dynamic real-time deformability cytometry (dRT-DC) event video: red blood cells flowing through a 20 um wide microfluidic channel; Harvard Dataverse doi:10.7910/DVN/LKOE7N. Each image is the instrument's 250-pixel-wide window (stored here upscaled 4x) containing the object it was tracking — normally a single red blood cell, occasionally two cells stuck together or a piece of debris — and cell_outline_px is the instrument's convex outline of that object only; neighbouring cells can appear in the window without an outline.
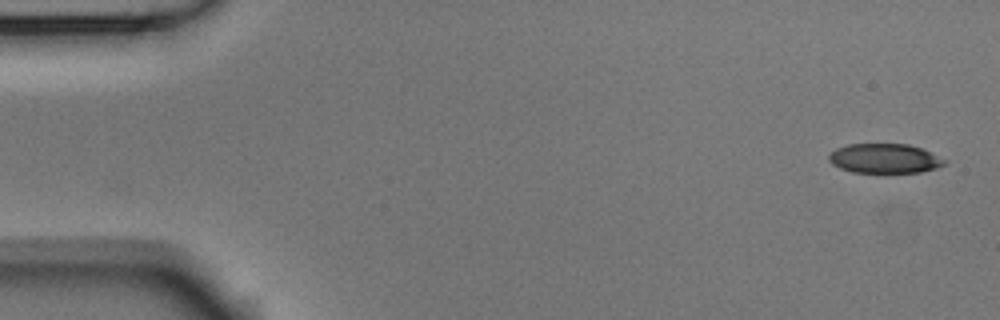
{"species": "Egyptian fruit bat (a non-hibernating species)", "species_latin": "Rousettus aegyptiacus", "temperature_condition": "room temperature", "stored_images_in_passage": 45, "camera_frame_rate_fps": 3000, "um_per_image_px": 0.085, "animal": {"sex": "male"}, "frame": {"image": 1, "passage_image": 1, "time_ms": 0.0, "image_size_px": [1000, 320], "cell_outline_px": [[948, 160], [944, 164], [936, 168], [920, 172], [852, 172], [840, 168], [832, 164], [828, 160], [828, 156], [836, 148], [848, 144], [908, 144], [920, 148]], "centroid_in_image_um": [75.17, 13.46], "position_along_channel_um": 9.8, "area_um2": 19.77}}
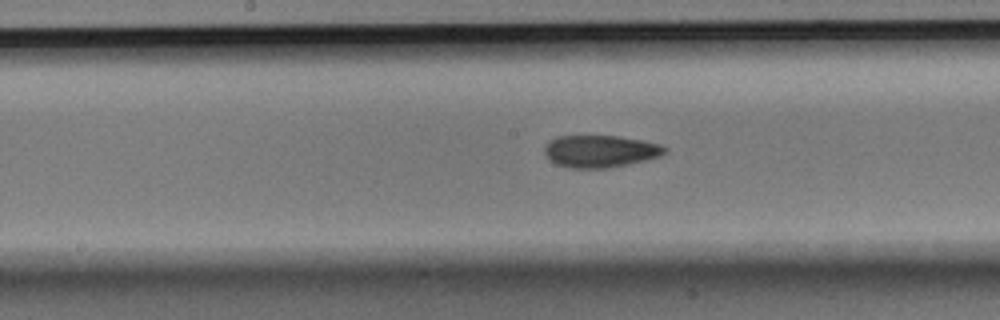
{"frame": {"image": 2, "passage_image": 26, "time_ms": 8.333, "image_size_px": [1000, 320], "cell_outline_px": [[668, 148], [660, 156], [644, 160], [608, 168], [572, 168], [556, 164], [544, 152], [544, 144], [548, 140], [556, 136], [616, 136], [644, 140], [660, 144]], "centroid_in_image_um": [51.0, 12.84], "position_along_channel_um": 197.2, "area_um2": 22.48}}
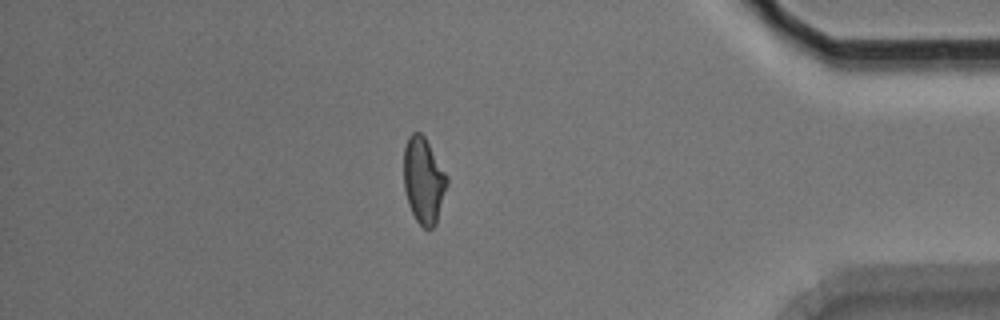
{"frame": {"image": 3, "passage_image": 45, "time_ms": 14.667, "image_size_px": [1000, 320], "cell_outline_px": [[448, 184], [436, 224], [432, 228], [424, 228], [416, 220], [408, 204], [404, 188], [404, 148], [408, 136], [412, 132], [420, 132], [424, 136], [448, 176]], "centroid_in_image_um": [36.01, 15.33], "position_along_channel_um": 399.2, "area_um2": 21.73}, "authors_computed_cell_mechanics": {"area_um2": 22.3108, "velocity_mm_per_s": 3.7585, "shape_relaxation_time_tau1_ms": null, "shape_relaxation_time_tau2_ms": 3.0595, "deformation_change_tau1": null, "deformation_change_tau2": 0.1018}}